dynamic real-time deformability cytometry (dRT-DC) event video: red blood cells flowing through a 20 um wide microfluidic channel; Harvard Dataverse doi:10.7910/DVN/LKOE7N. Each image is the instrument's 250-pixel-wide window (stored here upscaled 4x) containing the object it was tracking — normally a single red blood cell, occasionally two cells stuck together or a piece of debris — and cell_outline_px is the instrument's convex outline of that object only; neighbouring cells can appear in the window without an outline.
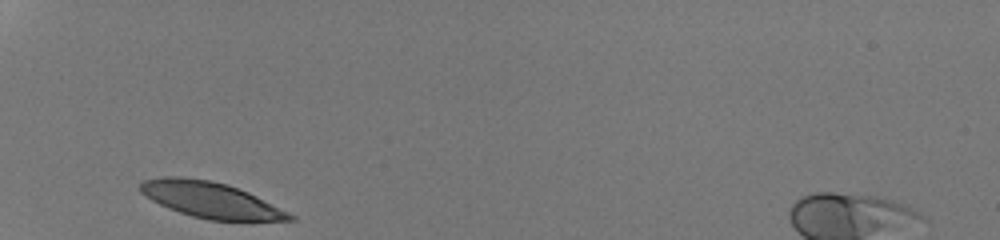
{"species": "human", "species_latin": "Homo sapiens", "temperature_condition": "room temperature", "stored_images_in_passage": 26, "camera_frame_rate_fps": 3000, "um_per_image_px": 0.085, "donor": {"sex": "male"}, "frame": {"image": 1, "passage_image": 1, "time_ms": 0.0, "image_size_px": [1000, 240], "cell_outline_px": [[296, 220], [208, 220], [192, 216], [168, 208], [144, 196], [140, 192], [140, 184], [144, 180], [164, 176], [180, 176], [208, 180], [224, 184], [248, 192], [296, 216]], "centroid_in_image_um": [17.86, 16.99], "position_along_channel_um": 67.1, "area_um2": 30.75}}
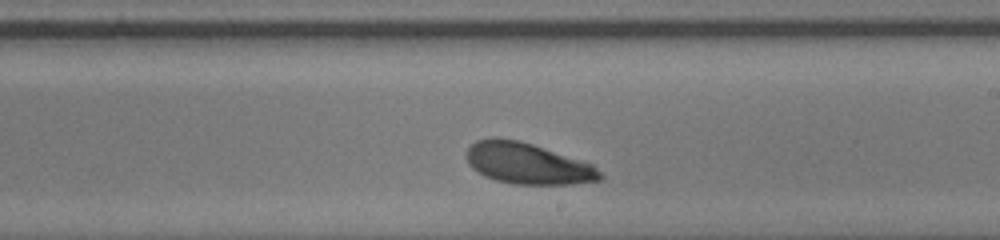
{"frame": {"image": 2, "passage_image": 15, "time_ms": 4.667, "image_size_px": [1000, 240], "cell_outline_px": [[604, 176], [600, 180], [572, 184], [512, 184], [496, 180], [484, 176], [472, 168], [468, 164], [468, 148], [476, 140], [492, 136], [496, 136], [520, 140], [592, 164], [604, 172]], "centroid_in_image_um": [44.85, 13.89], "position_along_channel_um": 244.2, "area_um2": 32.14}}
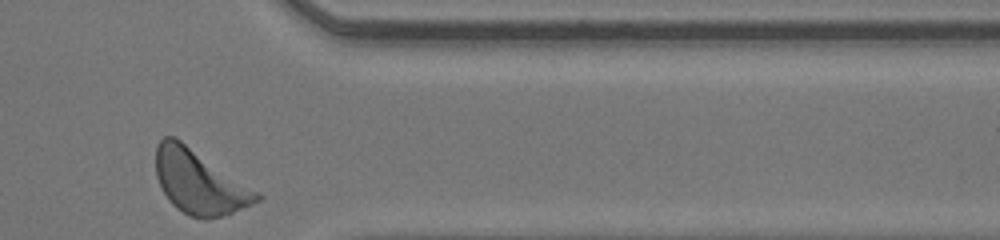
{"frame": {"image": 3, "passage_image": 26, "time_ms": 8.333, "image_size_px": [1000, 240], "cell_outline_px": [[264, 196], [260, 200], [252, 204], [232, 212], [208, 220], [204, 220], [188, 216], [176, 208], [168, 200], [156, 176], [156, 144], [164, 136], [176, 136], [260, 192]], "centroid_in_image_um": [16.95, 15.46], "position_along_channel_um": 394.5, "area_um2": 37.92}, "authors_computed_cell_mechanics": {"area_um2": 32.4836, "velocity_mm_per_s": 4.1887, "shape_relaxation_time_tau1_ms": 1.3152, "shape_relaxation_time_tau2_ms": null, "deformation_change_tau1": 0.1181, "deformation_change_tau2": null}}